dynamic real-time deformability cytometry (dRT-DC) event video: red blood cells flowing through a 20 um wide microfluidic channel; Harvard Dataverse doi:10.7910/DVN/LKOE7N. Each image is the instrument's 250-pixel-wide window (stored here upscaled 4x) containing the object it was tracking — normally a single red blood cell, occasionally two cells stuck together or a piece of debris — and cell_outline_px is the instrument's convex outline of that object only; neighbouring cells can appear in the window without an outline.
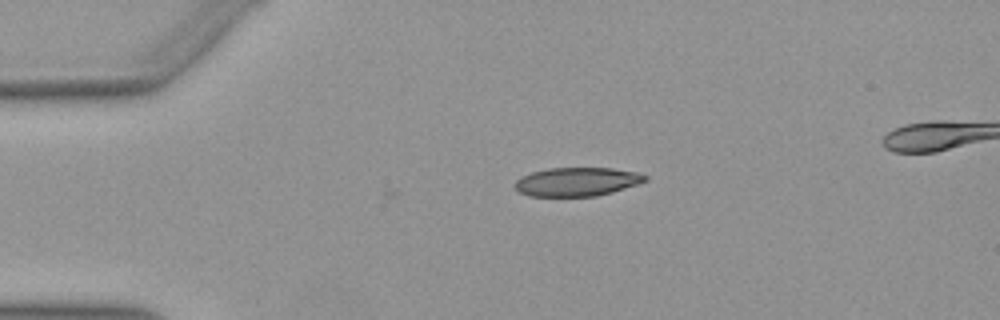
{"species": "Egyptian fruit bat (a non-hibernating species)", "species_latin": "Rousettus aegyptiacus", "temperature_condition": "warm", "stored_images_in_passage": 31, "camera_frame_rate_fps": 3000, "um_per_image_px": 0.085, "animal": {"sex": "female"}, "frame": {"image": 1, "passage_image": 1, "time_ms": 0.0, "image_size_px": [1000, 320], "cell_outline_px": [[648, 180], [640, 184], [612, 192], [596, 196], [528, 196], [516, 192], [512, 184], [516, 180], [532, 172], [548, 168], [612, 168], [640, 172], [648, 176]], "centroid_in_image_um": [49.05, 15.45], "position_along_channel_um": 35.9, "area_um2": 22.14}}
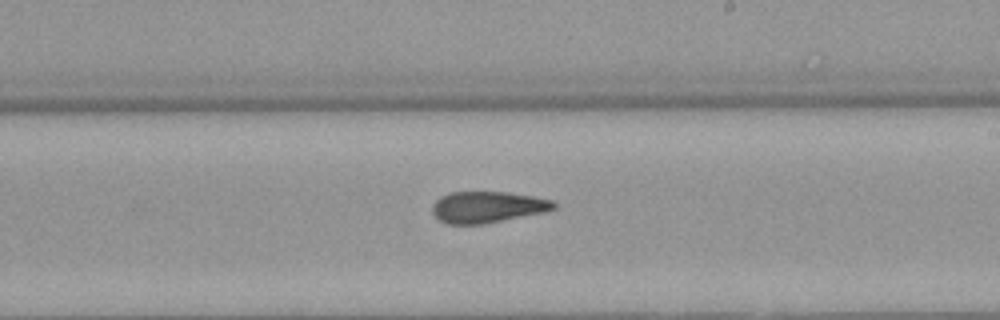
{"frame": {"image": 2, "passage_image": 20, "time_ms": 6.333, "image_size_px": [1000, 320], "cell_outline_px": [[556, 208], [544, 212], [484, 224], [444, 224], [432, 212], [432, 204], [440, 196], [448, 192], [508, 192], [532, 196], [552, 200], [556, 204]], "centroid_in_image_um": [41.4, 17.6], "position_along_channel_um": 247.6, "area_um2": 22.25}}
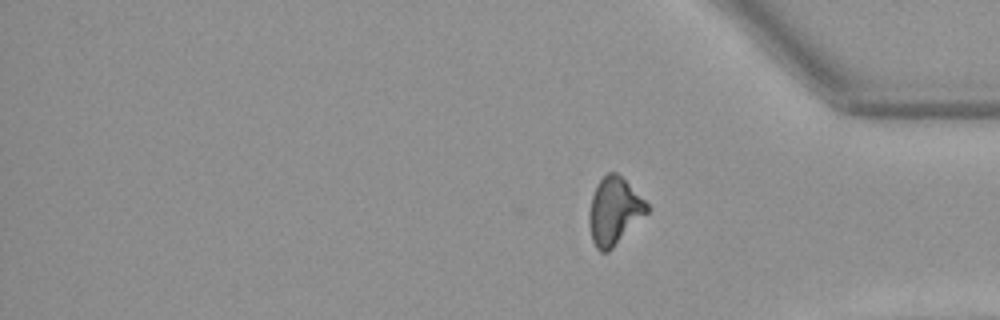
{"frame": {"image": 3, "passage_image": 31, "time_ms": 10.0, "image_size_px": [1000, 320], "cell_outline_px": [[648, 212], [608, 252], [600, 252], [596, 248], [592, 240], [588, 224], [588, 212], [592, 196], [596, 184], [608, 172], [616, 172], [648, 204]], "centroid_in_image_um": [52.16, 17.96], "position_along_channel_um": 383.0, "area_um2": 22.37}, "authors_computed_cell_mechanics": {"area_um2": 22.8888, "velocity_mm_per_s": 3.9876, "shape_relaxation_time_tau1_ms": 10.2136, "shape_relaxation_time_tau2_ms": 2.9311, "deformation_change_tau1": 0.2623, "deformation_change_tau2": 0.112}}